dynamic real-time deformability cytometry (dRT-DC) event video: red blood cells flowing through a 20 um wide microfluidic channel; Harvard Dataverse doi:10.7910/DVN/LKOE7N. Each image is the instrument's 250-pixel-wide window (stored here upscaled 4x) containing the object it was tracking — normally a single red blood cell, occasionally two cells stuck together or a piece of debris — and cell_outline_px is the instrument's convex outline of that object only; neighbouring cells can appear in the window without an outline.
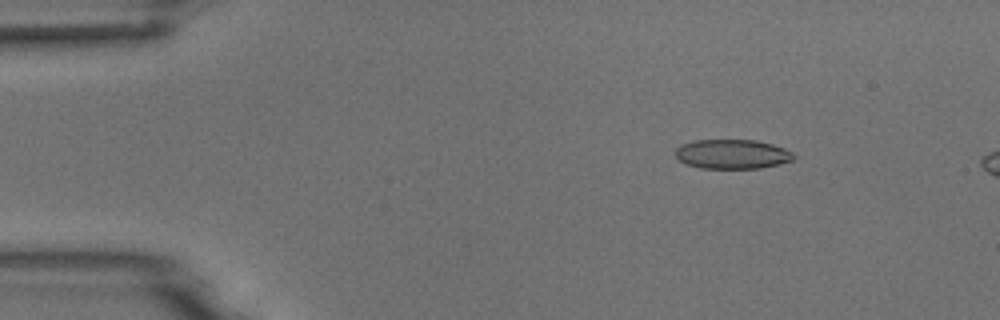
{"species": "common noctule bat (a hibernating species)", "species_latin": "Nyctalus noctula", "temperature_condition": "room temperature", "stored_images_in_passage": 5, "camera_frame_rate_fps": 3000, "um_per_image_px": 0.085, "animal": {"sex": "male", "body_mass_g": 18.8}, "frame": {"image": 1, "passage_image": 3, "time_ms": 2.333, "image_size_px": [1000, 320], "cell_outline_px": [[796, 156], [792, 160], [780, 164], [760, 168], [700, 168], [688, 164], [680, 160], [676, 156], [676, 148], [684, 144], [696, 140], [756, 140], [772, 144], [784, 148], [792, 152]], "centroid_in_image_um": [62.28, 13.1], "position_along_channel_um": 22.7, "area_um2": 20.11}}